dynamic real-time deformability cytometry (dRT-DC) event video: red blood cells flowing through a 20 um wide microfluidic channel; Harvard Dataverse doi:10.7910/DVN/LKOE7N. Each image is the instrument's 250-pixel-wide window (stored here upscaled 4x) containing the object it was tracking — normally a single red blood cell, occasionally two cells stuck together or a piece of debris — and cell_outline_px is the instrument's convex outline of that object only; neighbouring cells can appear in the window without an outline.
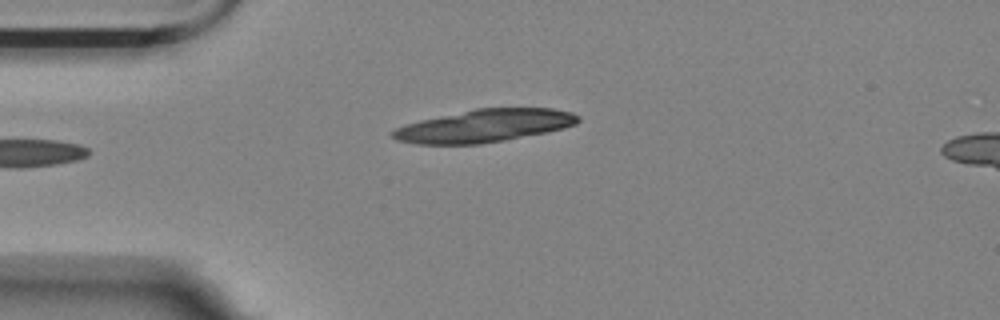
{"species": "Egyptian fruit bat (a non-hibernating species)", "species_latin": "Rousettus aegyptiacus", "temperature_condition": "room temperature", "stored_images_in_passage": 5, "segment_of_instrument_passage": [2, 2], "camera_frame_rate_fps": 3000, "um_per_image_px": 0.085, "animal": {"sex": "female"}, "frame": {"image": 1, "passage_image": 5, "time_ms": 1.333, "image_size_px": [1000, 320], "cell_outline_px": [[580, 120], [576, 124], [564, 128], [548, 132], [504, 140], [480, 144], [416, 144], [396, 140], [388, 132], [404, 124], [420, 120], [476, 108], [552, 108], [572, 112], [580, 116]], "centroid_in_image_um": [41.17, 10.69], "position_along_channel_um": 43.8, "area_um2": 35.49}}